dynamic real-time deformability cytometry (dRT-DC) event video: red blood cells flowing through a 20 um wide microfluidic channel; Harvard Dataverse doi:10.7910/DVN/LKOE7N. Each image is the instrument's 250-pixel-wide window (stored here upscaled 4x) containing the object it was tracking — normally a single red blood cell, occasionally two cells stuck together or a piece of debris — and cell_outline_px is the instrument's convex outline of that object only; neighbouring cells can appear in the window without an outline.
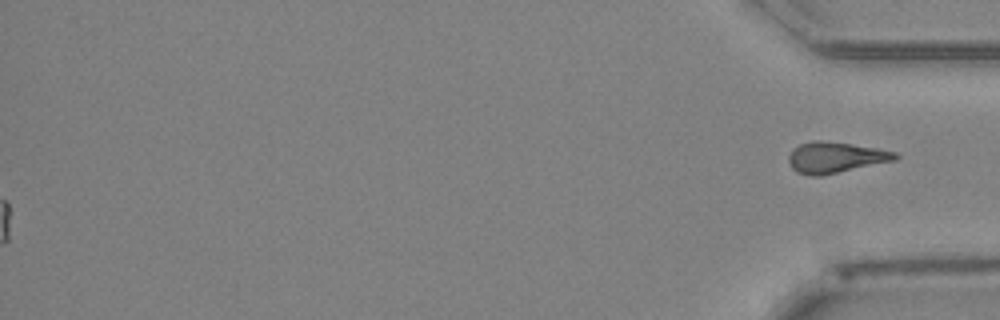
{"species": "Egyptian fruit bat (a non-hibernating species)", "species_latin": "Rousettus aegyptiacus", "temperature_condition": "cold", "stored_images_in_passage": 52, "segment_of_instrument_passage": [2, 2], "camera_frame_rate_fps": 3000, "um_per_image_px": 0.085, "animal": {"sex": "female"}, "frame": {"image": 1, "passage_image": 52, "time_ms": 17.0, "image_size_px": [1000, 320], "cell_outline_px": [[900, 156], [896, 160], [820, 176], [808, 176], [796, 172], [788, 164], [788, 156], [792, 148], [800, 144], [812, 140], [820, 140], [852, 144], [876, 148], [896, 152]], "centroid_in_image_um": [70.97, 13.38], "position_along_channel_um": 364.2, "area_um2": 19.36}}